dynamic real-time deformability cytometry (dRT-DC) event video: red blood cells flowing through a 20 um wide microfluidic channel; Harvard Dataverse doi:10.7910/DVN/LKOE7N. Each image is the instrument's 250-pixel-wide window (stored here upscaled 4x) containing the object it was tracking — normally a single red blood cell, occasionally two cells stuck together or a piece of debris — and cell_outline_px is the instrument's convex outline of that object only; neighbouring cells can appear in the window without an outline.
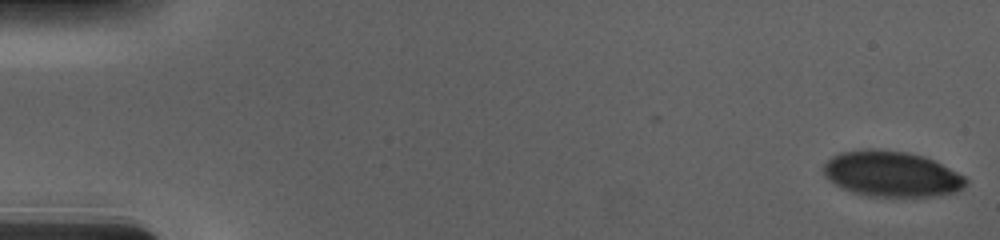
{"species": "human", "species_latin": "Homo sapiens", "temperature_condition": "cold", "stored_images_in_passage": 56, "camera_frame_rate_fps": 3000, "um_per_image_px": 0.085, "donor": {"sex": "male"}, "frame": {"image": 1, "passage_image": 1, "time_ms": 0.0, "image_size_px": [1000, 240], "cell_outline_px": [[968, 184], [964, 188], [956, 192], [936, 196], [868, 196], [852, 192], [836, 184], [824, 176], [824, 164], [832, 156], [840, 152], [864, 148], [872, 148], [908, 152], [924, 156], [964, 176], [968, 180]], "centroid_in_image_um": [75.79, 14.78], "position_along_channel_um": 9.2, "area_um2": 37.8}}
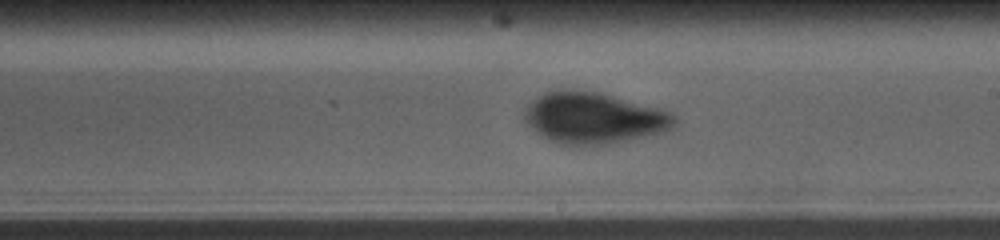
{"frame": {"image": 2, "passage_image": 33, "time_ms": 10.667, "image_size_px": [1000, 240], "cell_outline_px": [[676, 120], [672, 128], [664, 132], [632, 140], [604, 144], [560, 144], [536, 132], [524, 124], [524, 108], [532, 100], [544, 92], [600, 92], [656, 108], [668, 112], [676, 116]], "centroid_in_image_um": [50.45, 10.05], "position_along_channel_um": 238.5, "area_um2": 43.93}}
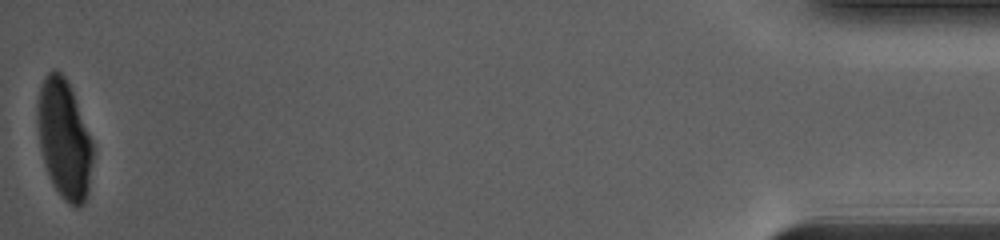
{"frame": {"image": 3, "passage_image": 56, "time_ms": 18.333, "image_size_px": [1000, 240], "cell_outline_px": [[92, 160], [88, 196], [84, 204], [80, 208], [76, 208], [68, 204], [60, 196], [52, 184], [48, 176], [44, 164], [40, 148], [36, 124], [36, 100], [40, 84], [44, 76], [52, 68], [56, 68], [64, 76], [72, 92], [92, 144]], "centroid_in_image_um": [5.4, 11.85], "position_along_channel_um": 429.8, "area_um2": 38.73}, "authors_computed_cell_mechanics": {"area_um2": 42.3096, "velocity_mm_per_s": 3.6932, "shape_relaxation_time_tau1_ms": 4.0066, "shape_relaxation_time_tau2_ms": null, "deformation_change_tau1": 0.1536, "deformation_change_tau2": null}}